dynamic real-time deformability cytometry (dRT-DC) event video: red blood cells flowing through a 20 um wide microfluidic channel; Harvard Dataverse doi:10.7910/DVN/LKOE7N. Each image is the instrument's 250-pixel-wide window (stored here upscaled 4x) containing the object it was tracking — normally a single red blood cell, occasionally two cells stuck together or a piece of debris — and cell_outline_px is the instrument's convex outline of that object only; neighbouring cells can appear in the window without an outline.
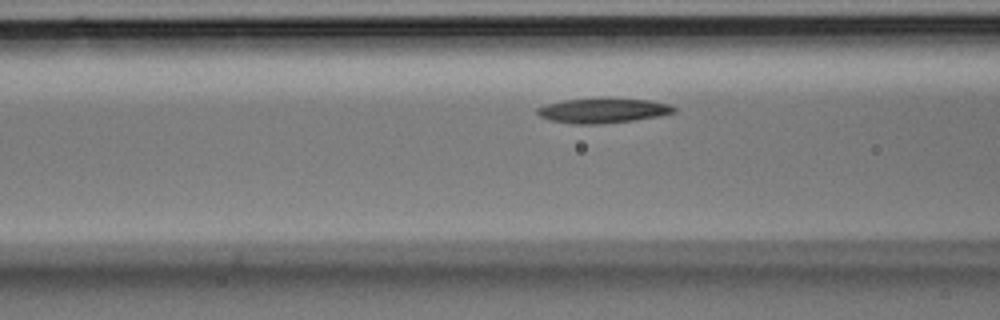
{"species": "Egyptian fruit bat (a non-hibernating species)", "species_latin": "Rousettus aegyptiacus", "temperature_condition": "room temperature", "stored_images_in_passage": 6, "segment_of_instrument_passage": [2, 2], "camera_frame_rate_fps": 3000, "um_per_image_px": 0.085, "animal": {"sex": "male"}, "frame": {"image": 1, "passage_image": 6, "time_ms": 1.667, "image_size_px": [1000, 320], "cell_outline_px": [[676, 112], [660, 116], [604, 124], [576, 124], [548, 120], [540, 116], [536, 112], [536, 108], [544, 104], [564, 100], [600, 96], [648, 100], [668, 104], [676, 108]], "centroid_in_image_um": [51.21, 9.37], "position_along_channel_um": 115.4, "area_um2": 20.4}}